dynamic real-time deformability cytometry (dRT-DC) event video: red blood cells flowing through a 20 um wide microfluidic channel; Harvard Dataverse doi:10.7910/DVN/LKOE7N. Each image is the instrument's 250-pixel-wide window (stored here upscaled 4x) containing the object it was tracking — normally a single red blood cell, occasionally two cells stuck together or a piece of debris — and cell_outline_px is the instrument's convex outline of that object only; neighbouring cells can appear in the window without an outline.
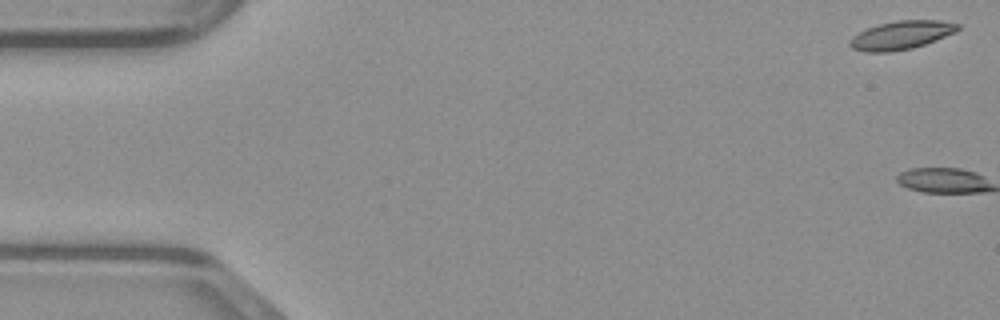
{"species": "common noctule bat (a hibernating species)", "species_latin": "Nyctalus noctula", "temperature_condition": "warm", "stored_images_in_passage": 2, "camera_frame_rate_fps": 3000, "um_per_image_px": 0.085, "animal": {"sex": "male", "body_mass_g": 23.1, "forearm_length_mm": 52.7}, "frame": {"image": 1, "passage_image": 1, "time_ms": 0.0, "image_size_px": [1000, 320], "cell_outline_px": [[960, 28], [956, 32], [936, 40], [912, 48], [892, 52], [864, 52], [852, 48], [848, 44], [848, 40], [852, 36], [868, 28], [880, 24], [896, 20], [940, 20], [960, 24]], "centroid_in_image_um": [76.6, 2.99], "position_along_channel_um": 8.4, "area_um2": 17.98}}